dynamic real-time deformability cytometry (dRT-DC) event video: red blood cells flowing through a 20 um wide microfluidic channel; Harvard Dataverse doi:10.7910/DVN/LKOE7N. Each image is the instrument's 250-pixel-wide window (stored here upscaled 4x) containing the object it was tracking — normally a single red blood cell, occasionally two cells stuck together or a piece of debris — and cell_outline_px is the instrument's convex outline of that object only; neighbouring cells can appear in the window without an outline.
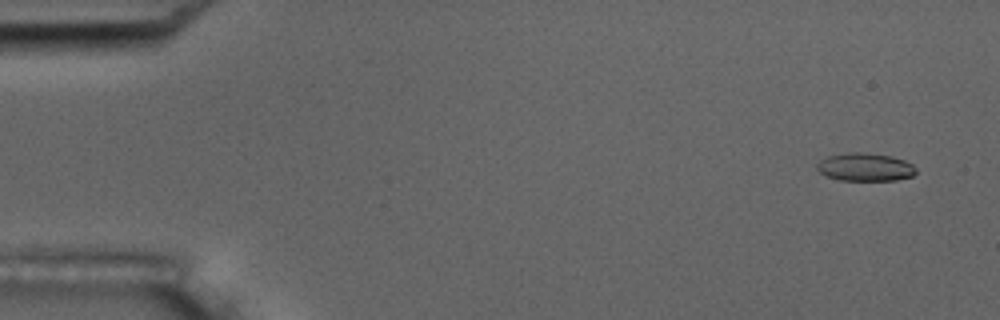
{"species": "common noctule bat (a hibernating species)", "species_latin": "Nyctalus noctula", "temperature_condition": "room temperature", "stored_images_in_passage": 56, "camera_frame_rate_fps": 3000, "um_per_image_px": 0.085, "animal": {"sex": "male", "body_mass_g": 17.5, "forearm_length_mm": 52.3}, "frame": {"image": 1, "passage_image": 4, "time_ms": 1.0, "image_size_px": [1000, 320], "cell_outline_px": [[916, 172], [912, 176], [896, 180], [840, 180], [828, 176], [820, 172], [816, 168], [816, 164], [820, 160], [828, 156], [848, 152], [864, 152], [892, 156], [904, 160], [912, 164], [916, 168]], "centroid_in_image_um": [73.54, 14.19], "position_along_channel_um": 11.5, "area_um2": 16.18}}
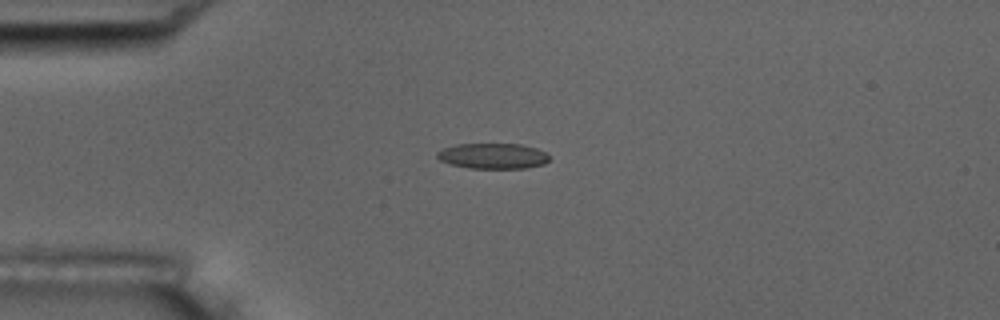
{"frame": {"image": 2, "passage_image": 15, "time_ms": 4.667, "image_size_px": [1000, 320], "cell_outline_px": [[548, 160], [544, 164], [524, 168], [468, 168], [452, 164], [440, 160], [436, 156], [436, 152], [444, 148], [456, 144], [520, 144], [536, 148], [544, 152], [548, 156]], "centroid_in_image_um": [41.87, 13.25], "position_along_channel_um": 43.1, "area_um2": 16.53}}
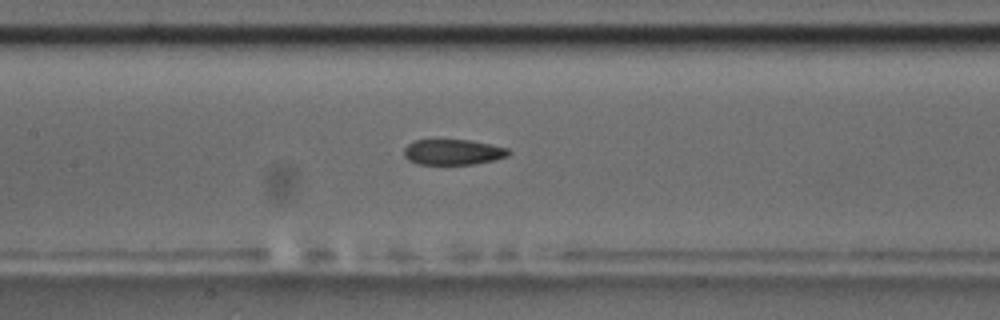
{"frame": {"image": 3, "passage_image": 27, "time_ms": 8.667, "image_size_px": [1000, 320], "cell_outline_px": [[512, 152], [508, 156], [492, 160], [472, 164], [416, 164], [408, 160], [404, 156], [404, 148], [408, 144], [416, 140], [472, 140], [492, 144], [508, 148]], "centroid_in_image_um": [38.51, 12.92], "position_along_channel_um": 168.9, "area_um2": 15.61}, "authors_computed_cell_mechanics": {"area_um2": 16.5019, "velocity_mm_per_s": 3.6836, "shape_relaxation_time_tau1_ms": null, "shape_relaxation_time_tau2_ms": 2.8148, "deformation_change_tau1": null, "deformation_change_tau2": 0.1029}}